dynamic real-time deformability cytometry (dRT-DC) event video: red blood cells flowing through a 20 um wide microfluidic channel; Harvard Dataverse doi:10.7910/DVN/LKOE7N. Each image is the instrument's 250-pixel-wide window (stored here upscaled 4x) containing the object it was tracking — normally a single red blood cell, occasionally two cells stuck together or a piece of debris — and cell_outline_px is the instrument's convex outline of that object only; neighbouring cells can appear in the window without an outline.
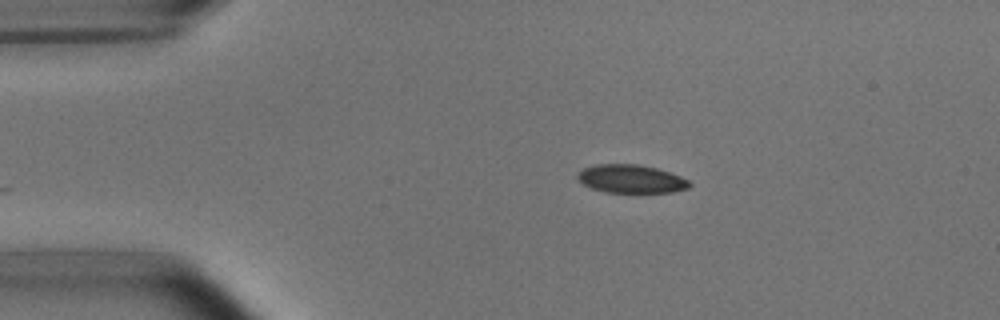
{"species": "common noctule bat (a hibernating species)", "species_latin": "Nyctalus noctula", "temperature_condition": "room temperature", "stored_images_in_passage": 34, "camera_frame_rate_fps": 3000, "um_per_image_px": 0.085, "animal": {"sex": "male", "body_mass_g": 15.6}, "frame": {"image": 1, "passage_image": 1, "time_ms": 0.0, "image_size_px": [1000, 320], "cell_outline_px": [[692, 184], [688, 188], [672, 192], [604, 192], [592, 188], [584, 184], [576, 176], [584, 168], [596, 164], [636, 164], [656, 168], [680, 176], [688, 180]], "centroid_in_image_um": [53.65, 15.2], "position_along_channel_um": 31.4, "area_um2": 18.21}}
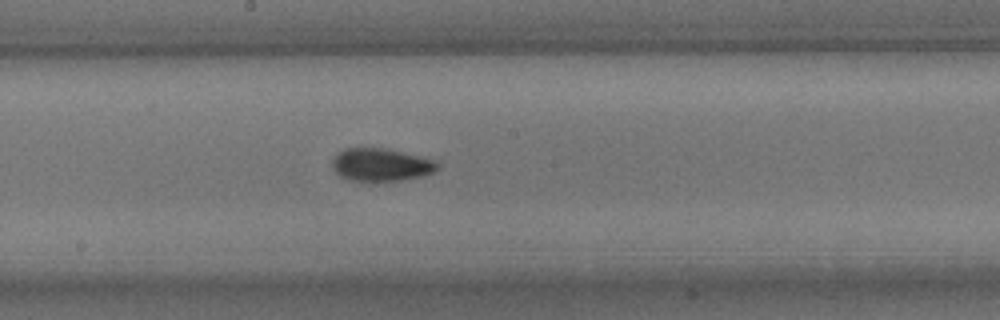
{"frame": {"image": 2, "passage_image": 19, "time_ms": 6.0, "image_size_px": [1000, 320], "cell_outline_px": [[440, 168], [436, 172], [424, 176], [400, 180], [348, 180], [340, 176], [332, 168], [332, 160], [344, 148], [384, 148], [432, 160], [440, 164]], "centroid_in_image_um": [32.39, 14.01], "position_along_channel_um": 215.8, "area_um2": 19.83}}
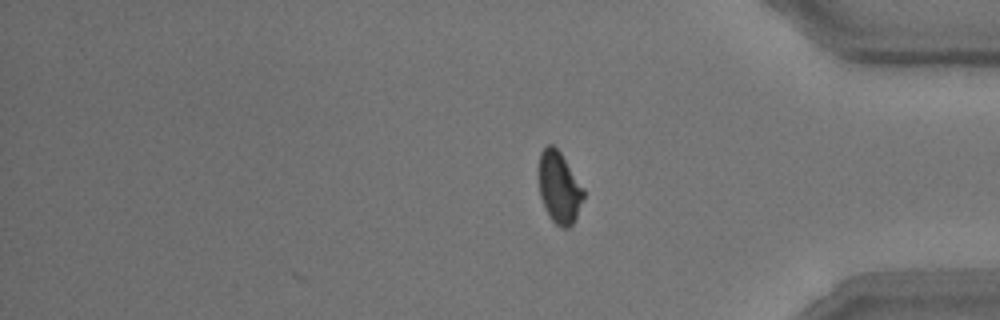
{"frame": {"image": 3, "passage_image": 34, "time_ms": 11.0, "image_size_px": [1000, 320], "cell_outline_px": [[584, 196], [576, 216], [572, 224], [568, 228], [564, 228], [556, 224], [548, 216], [540, 196], [540, 152], [548, 144], [552, 144], [560, 152], [584, 188]], "centroid_in_image_um": [47.54, 15.95], "position_along_channel_um": 387.7, "area_um2": 18.32}, "authors_computed_cell_mechanics": {"area_um2": 19.7965, "velocity_mm_per_s": 3.803, "shape_relaxation_time_tau1_ms": 3.0249, "shape_relaxation_time_tau2_ms": 1.3717, "deformation_change_tau1": 0.1017, "deformation_change_tau2": 0.0606}}